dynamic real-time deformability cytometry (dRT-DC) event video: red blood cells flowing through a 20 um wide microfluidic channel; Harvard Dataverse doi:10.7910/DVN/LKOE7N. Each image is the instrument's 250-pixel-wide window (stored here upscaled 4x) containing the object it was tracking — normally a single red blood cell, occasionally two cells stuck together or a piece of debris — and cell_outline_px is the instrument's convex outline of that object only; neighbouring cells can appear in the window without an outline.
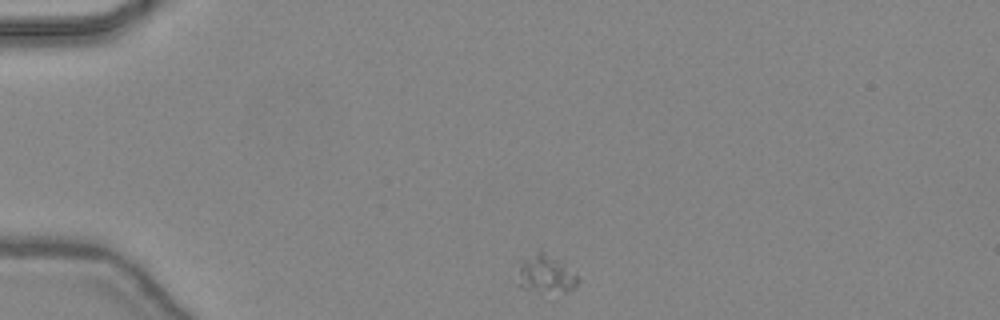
{"species": "common noctule bat (a hibernating species)", "species_latin": "Nyctalus noctula", "temperature_condition": "warm", "stored_images_in_passage": 39, "camera_frame_rate_fps": 3000, "um_per_image_px": 0.085, "animal": {"sex": "female", "body_mass_g": 24.6, "forearm_length_mm": 56.2}, "frame": {"image": 1, "passage_image": 1, "time_ms": 0.0, "image_size_px": [1000, 320], "cell_outline_px": [[580, 280], [576, 288], [564, 292], [524, 288], [516, 284], [516, 260], [540, 248], [560, 260]], "centroid_in_image_um": [46.28, 23.2], "position_along_channel_um": 38.7, "area_um2": 13.93}}
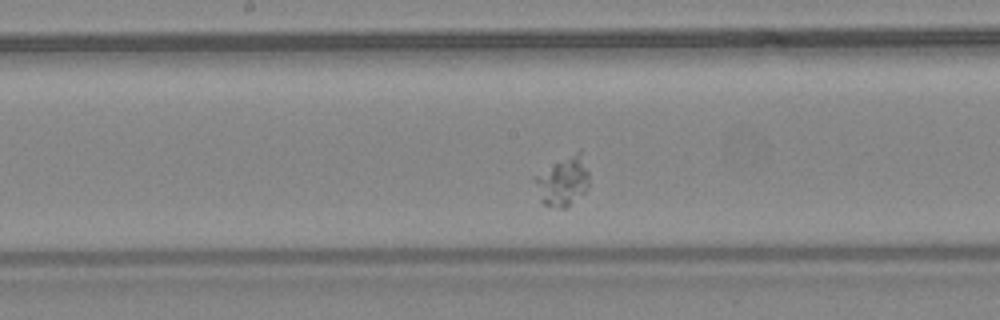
{"frame": {"image": 2, "passage_image": 16, "time_ms": 5.0, "image_size_px": [1000, 320], "cell_outline_px": [[588, 188], [584, 192], [564, 208], [560, 208], [544, 204], [540, 200], [532, 180], [532, 176], [580, 148], [588, 172]], "centroid_in_image_um": [47.81, 15.37], "position_along_channel_um": 200.4, "area_um2": 15.61}}
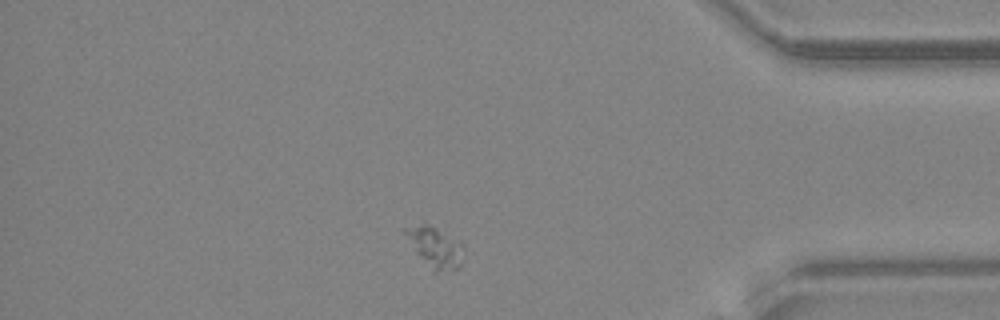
{"frame": {"image": 3, "passage_image": 32, "time_ms": 10.333, "image_size_px": [1000, 320], "cell_outline_px": [[464, 248], [460, 268], [432, 276], [400, 232], [400, 228], [424, 224], [428, 224], [460, 240]], "centroid_in_image_um": [36.93, 21.08], "position_along_channel_um": 398.3, "area_um2": 14.85}}